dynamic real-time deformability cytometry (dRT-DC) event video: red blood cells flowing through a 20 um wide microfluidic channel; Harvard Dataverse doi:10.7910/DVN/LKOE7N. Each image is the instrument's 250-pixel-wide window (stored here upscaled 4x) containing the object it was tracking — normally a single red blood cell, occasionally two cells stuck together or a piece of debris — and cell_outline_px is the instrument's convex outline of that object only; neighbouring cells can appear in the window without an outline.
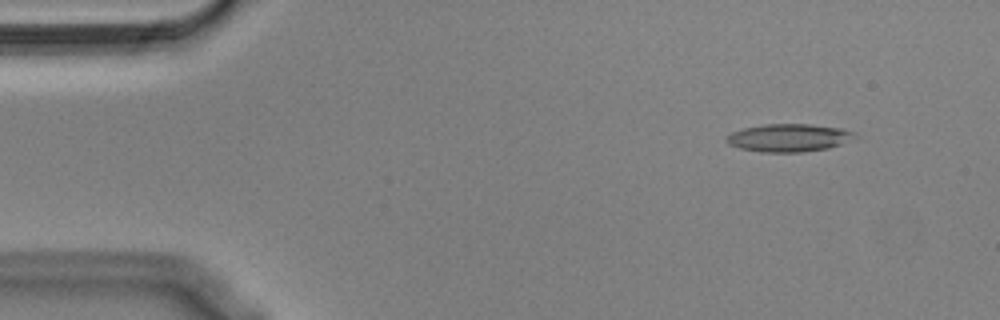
{"species": "Egyptian fruit bat (a non-hibernating species)", "species_latin": "Rousettus aegyptiacus", "temperature_condition": "cold", "stored_images_in_passage": 53, "camera_frame_rate_fps": 3000, "um_per_image_px": 0.085, "animal": {"sex": "male"}, "frame": {"image": 1, "passage_image": 3, "time_ms": 0.667, "image_size_px": [1000, 320], "cell_outline_px": [[856, 132], [840, 144], [828, 148], [800, 152], [760, 152], [740, 148], [728, 144], [724, 140], [732, 132], [744, 128], [764, 124], [808, 124], [840, 128]], "centroid_in_image_um": [66.95, 11.71], "position_along_channel_um": 18.0, "area_um2": 20.4}}
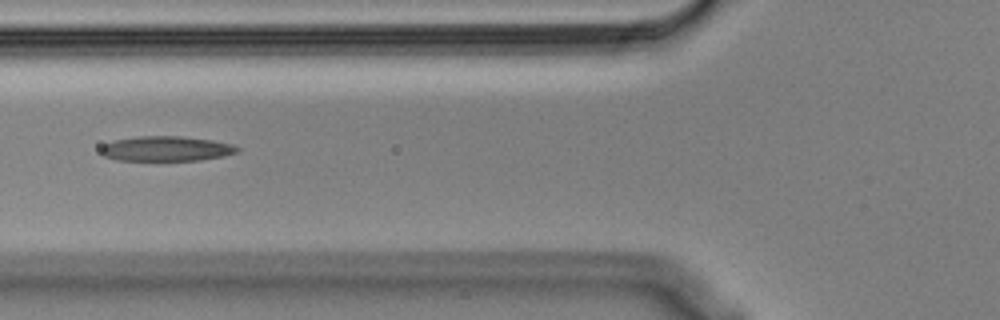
{"frame": {"image": 2, "passage_image": 18, "time_ms": 5.667, "image_size_px": [1000, 320], "cell_outline_px": [[240, 152], [224, 156], [200, 160], [116, 160], [104, 156], [100, 152], [100, 148], [104, 144], [116, 140], [140, 136], [180, 136], [212, 140], [232, 144], [240, 148]], "centroid_in_image_um": [14.16, 12.64], "position_along_channel_um": 111.6, "area_um2": 19.83}}
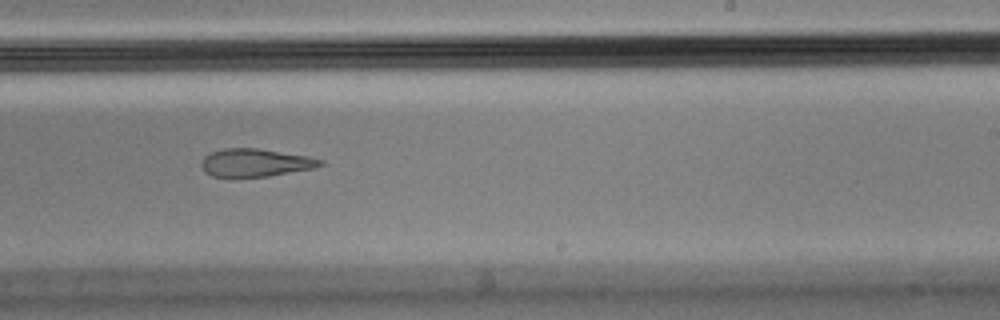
{"frame": {"image": 3, "passage_image": 31, "time_ms": 10.0, "image_size_px": [1000, 320], "cell_outline_px": [[324, 164], [316, 168], [268, 176], [212, 176], [204, 172], [200, 164], [204, 156], [212, 152], [224, 148], [256, 148], [308, 156], [324, 160]], "centroid_in_image_um": [21.72, 13.82], "position_along_channel_um": 267.3, "area_um2": 19.25}, "authors_computed_cell_mechanics": {"area_um2": 20.9236, "velocity_mm_per_s": 3.5883, "shape_relaxation_time_tau1_ms": null, "shape_relaxation_time_tau2_ms": 5.12, "deformation_change_tau1": null, "deformation_change_tau2": 0.159}}